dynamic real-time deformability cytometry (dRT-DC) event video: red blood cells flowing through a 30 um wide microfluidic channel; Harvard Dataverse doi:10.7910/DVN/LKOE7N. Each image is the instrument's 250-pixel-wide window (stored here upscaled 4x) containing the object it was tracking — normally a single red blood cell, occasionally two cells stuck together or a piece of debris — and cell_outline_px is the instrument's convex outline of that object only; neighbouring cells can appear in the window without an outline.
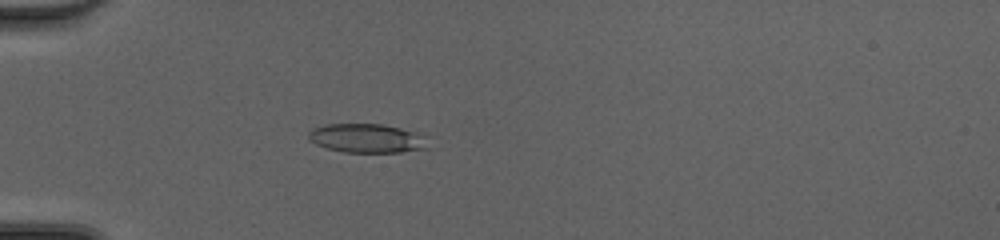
{"species": "common noctule bat (a hibernating species)", "species_latin": "Nyctalus noctula", "temperature_condition": "cold", "stored_images_in_passage": 50, "camera_frame_rate_fps": 3000, "um_per_image_px": 0.085, "animal": {"sex": "female", "body_mass_g": 20.0, "forearm_length_mm": 54.0}, "frame": {"image": 1, "passage_image": 17, "time_ms": 5.333, "image_size_px": [1000, 240], "cell_outline_px": [[428, 148], [400, 152], [344, 152], [328, 148], [316, 144], [308, 140], [308, 132], [324, 124], [384, 124], [428, 132]], "centroid_in_image_um": [31.33, 11.73], "position_along_channel_um": 53.7, "area_um2": 20.81}}
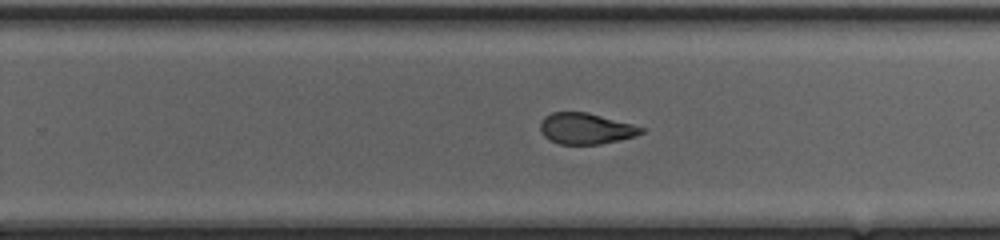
{"frame": {"image": 2, "passage_image": 34, "time_ms": 11.0, "image_size_px": [1000, 240], "cell_outline_px": [[644, 132], [636, 136], [600, 144], [560, 144], [548, 140], [540, 132], [540, 120], [544, 116], [552, 112], [588, 112], [632, 124], [644, 128]], "centroid_in_image_um": [49.75, 10.92], "position_along_channel_um": 280.0, "area_um2": 18.38}}
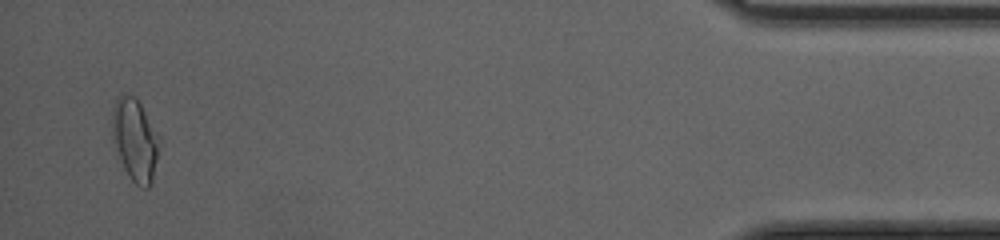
{"frame": {"image": 3, "passage_image": 49, "time_ms": 16.0, "image_size_px": [1000, 240], "cell_outline_px": [[160, 144], [152, 180], [148, 188], [140, 188], [128, 176], [124, 168], [112, 136], [112, 112], [116, 100], [120, 92], [136, 96], [160, 136]], "centroid_in_image_um": [11.49, 11.84], "position_along_channel_um": 423.7, "area_um2": 22.66}, "authors_computed_cell_mechanics": {"area_um2": 20.1722, "velocity_mm_per_s": 4.2889, "shape_relaxation_time_tau1_ms": null, "shape_relaxation_time_tau2_ms": 1.6065, "deformation_change_tau1": null, "deformation_change_tau2": 0.0948}}